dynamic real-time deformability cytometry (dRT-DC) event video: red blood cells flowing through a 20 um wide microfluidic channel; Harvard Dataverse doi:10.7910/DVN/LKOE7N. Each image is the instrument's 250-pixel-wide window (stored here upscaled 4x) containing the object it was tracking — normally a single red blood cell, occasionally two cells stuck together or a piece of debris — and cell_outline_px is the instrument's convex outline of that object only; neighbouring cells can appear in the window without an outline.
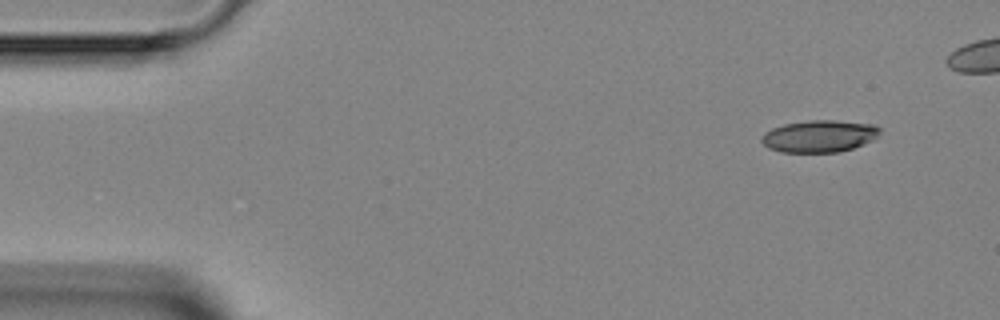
{"species": "Egyptian fruit bat (a non-hibernating species)", "species_latin": "Rousettus aegyptiacus", "temperature_condition": "room temperature", "stored_images_in_passage": 6, "camera_frame_rate_fps": 3000, "um_per_image_px": 0.085, "animal": {"sex": "female"}, "frame": {"image": 1, "passage_image": 1, "time_ms": 0.0, "image_size_px": [1000, 320], "cell_outline_px": [[880, 132], [872, 140], [864, 144], [840, 152], [780, 152], [768, 148], [760, 140], [760, 136], [764, 132], [772, 128], [784, 124], [808, 120], [836, 120], [872, 124], [880, 128]], "centroid_in_image_um": [69.6, 11.57], "position_along_channel_um": 15.4, "area_um2": 22.2}}
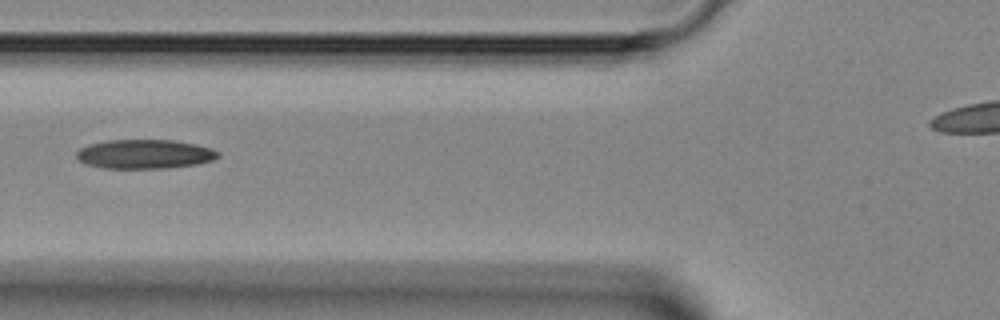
{"frame": {"image": 2, "passage_image": 5, "time_ms": 4.667, "image_size_px": [1000, 320], "cell_outline_px": [[220, 156], [212, 160], [196, 164], [168, 168], [104, 168], [84, 164], [76, 160], [76, 152], [80, 148], [88, 144], [108, 140], [176, 140], [196, 144], [212, 148], [220, 152]], "centroid_in_image_um": [12.28, 13.09], "position_along_channel_um": 113.5, "area_um2": 24.33}}
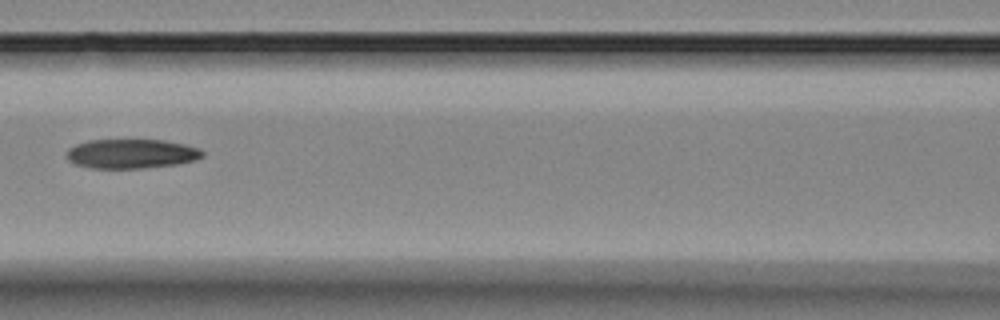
{"frame": {"image": 3, "passage_image": 6, "time_ms": 5.667, "image_size_px": [1000, 320], "cell_outline_px": [[204, 156], [196, 160], [180, 164], [140, 168], [92, 168], [76, 164], [68, 160], [68, 148], [76, 144], [88, 140], [164, 140], [184, 144], [200, 148], [204, 152]], "centroid_in_image_um": [11.21, 13.06], "position_along_channel_um": 155.4, "area_um2": 23.29}}